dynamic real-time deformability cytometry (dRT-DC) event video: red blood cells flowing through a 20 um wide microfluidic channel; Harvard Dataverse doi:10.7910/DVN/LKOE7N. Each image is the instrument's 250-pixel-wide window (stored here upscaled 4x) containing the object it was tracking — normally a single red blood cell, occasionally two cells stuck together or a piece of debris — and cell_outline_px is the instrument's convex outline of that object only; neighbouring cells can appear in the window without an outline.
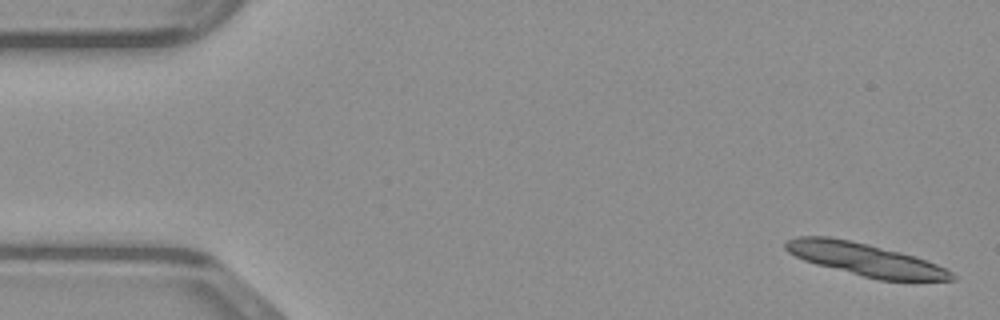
{"species": "common noctule bat (a hibernating species)", "species_latin": "Nyctalus noctula", "temperature_condition": "warm", "stored_images_in_passage": 13, "camera_frame_rate_fps": 3000, "um_per_image_px": 0.085, "animal": {"sex": "male", "body_mass_g": 23.1, "forearm_length_mm": 52.7}, "frame": {"image": 1, "passage_image": 2, "time_ms": 0.333, "image_size_px": [1000, 320], "cell_outline_px": [[956, 280], [880, 280], [816, 264], [804, 260], [788, 252], [784, 248], [784, 244], [788, 240], [796, 236], [828, 236], [868, 244], [900, 252], [936, 264], [952, 272], [956, 276]], "centroid_in_image_um": [73.51, 22.05], "position_along_channel_um": 11.5, "area_um2": 31.04}}